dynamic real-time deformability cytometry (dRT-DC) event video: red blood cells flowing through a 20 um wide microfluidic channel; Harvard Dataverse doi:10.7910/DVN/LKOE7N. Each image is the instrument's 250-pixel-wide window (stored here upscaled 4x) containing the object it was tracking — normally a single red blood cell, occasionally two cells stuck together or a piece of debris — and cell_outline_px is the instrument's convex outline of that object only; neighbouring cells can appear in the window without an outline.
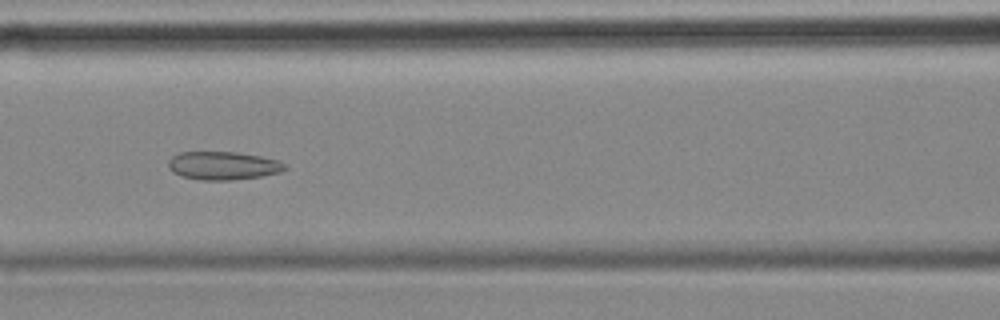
{"species": "common noctule bat (a hibernating species)", "species_latin": "Nyctalus noctula", "temperature_condition": "cold", "stored_images_in_passage": 56, "camera_frame_rate_fps": 3000, "um_per_image_px": 0.085, "animal": {"sex": "female", "body_mass_g": 18.4}, "frame": {"image": 1, "passage_image": 24, "time_ms": 7.667, "image_size_px": [1000, 320], "cell_outline_px": [[288, 168], [280, 172], [260, 176], [232, 180], [200, 180], [184, 176], [172, 172], [168, 168], [168, 160], [172, 156], [180, 152], [236, 152], [260, 156], [276, 160], [284, 164]], "centroid_in_image_um": [18.93, 14.08], "position_along_channel_um": 147.7, "area_um2": 19.07}}
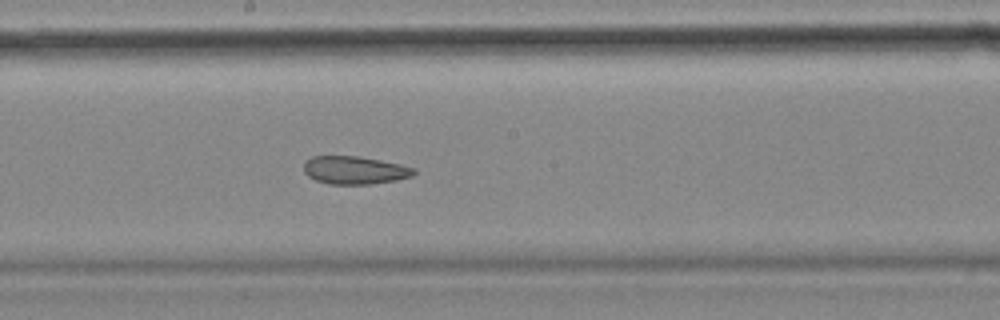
{"frame": {"image": 2, "passage_image": 30, "time_ms": 9.667, "image_size_px": [1000, 320], "cell_outline_px": [[416, 172], [412, 176], [396, 180], [372, 184], [328, 184], [316, 180], [308, 176], [304, 172], [304, 160], [312, 156], [356, 156], [380, 160], [416, 168]], "centroid_in_image_um": [30.13, 14.46], "position_along_channel_um": 218.1, "area_um2": 17.98}}
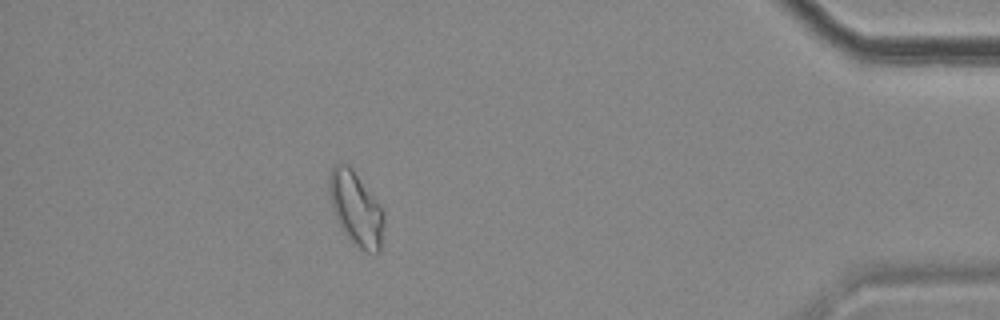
{"frame": {"image": 3, "passage_image": 50, "time_ms": 16.333, "image_size_px": [1000, 320], "cell_outline_px": [[384, 224], [380, 252], [376, 256], [364, 252], [352, 244], [336, 220], [328, 192], [328, 176], [332, 168], [336, 164], [348, 164], [352, 168], [384, 212]], "centroid_in_image_um": [30.25, 17.8], "position_along_channel_um": 404.9, "area_um2": 23.76}, "authors_computed_cell_mechanics": {"area_um2": 21.7039, "velocity_mm_per_s": 3.5445, "shape_relaxation_time_tau1_ms": null, "shape_relaxation_time_tau2_ms": 2.576, "deformation_change_tau1": null, "deformation_change_tau2": 0.0958}}